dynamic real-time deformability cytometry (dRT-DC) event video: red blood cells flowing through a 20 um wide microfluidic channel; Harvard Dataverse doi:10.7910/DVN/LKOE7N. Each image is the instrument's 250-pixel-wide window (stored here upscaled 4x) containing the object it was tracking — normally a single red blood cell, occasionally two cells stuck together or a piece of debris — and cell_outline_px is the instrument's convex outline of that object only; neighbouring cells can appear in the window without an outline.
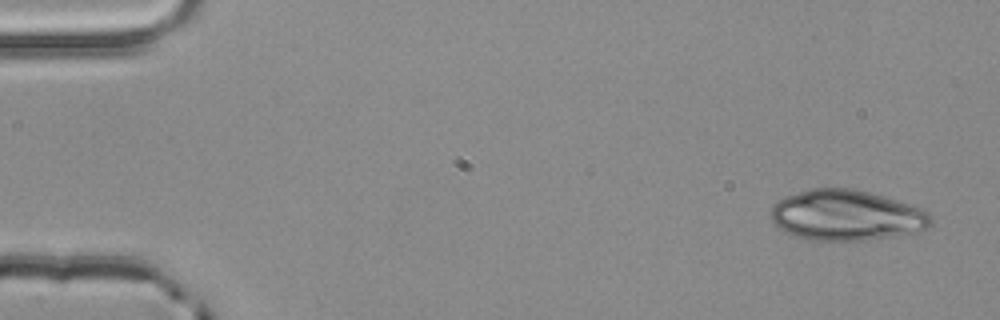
{"species": "common noctule bat (a hibernating species)", "species_latin": "Nyctalus noctula", "temperature_condition": "room temperature", "stored_images_in_passage": 3, "camera_frame_rate_fps": 3000, "um_per_image_px": 0.085, "animal": {"sex": "male", "body_mass_g": 20.4}, "frame": {"image": 1, "passage_image": 1, "time_ms": 0.0, "image_size_px": [1000, 320], "cell_outline_px": [[932, 224], [928, 228], [920, 232], [868, 240], [812, 240], [796, 236], [780, 228], [772, 220], [772, 208], [784, 196], [812, 188], [852, 188], [868, 192], [896, 200], [920, 208], [928, 212], [932, 216]], "centroid_in_image_um": [72.0, 18.3], "position_along_channel_um": 13.0, "area_um2": 46.88}}